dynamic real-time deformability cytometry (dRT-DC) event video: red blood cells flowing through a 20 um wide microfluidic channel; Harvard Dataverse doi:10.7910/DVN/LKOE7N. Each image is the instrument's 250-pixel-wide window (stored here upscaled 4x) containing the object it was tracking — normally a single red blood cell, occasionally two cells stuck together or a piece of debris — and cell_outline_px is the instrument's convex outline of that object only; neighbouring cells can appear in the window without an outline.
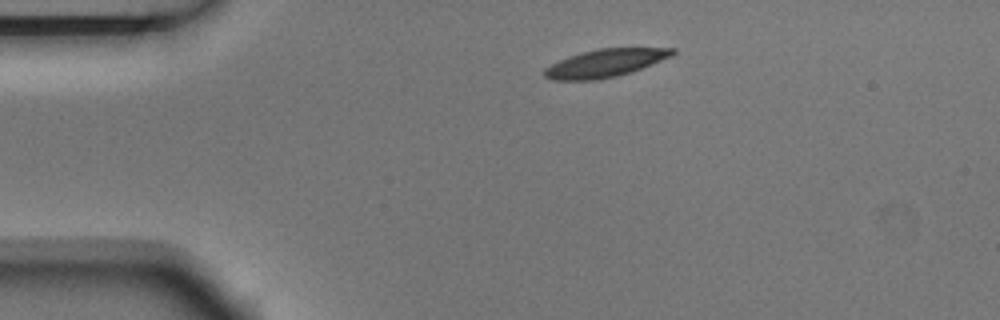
{"species": "Egyptian fruit bat (a non-hibernating species)", "species_latin": "Rousettus aegyptiacus", "temperature_condition": "room temperature", "stored_images_in_passage": 3, "camera_frame_rate_fps": 3000, "um_per_image_px": 0.085, "animal": {"sex": "male"}, "frame": {"image": 1, "passage_image": 1, "time_ms": 0.0, "image_size_px": [1000, 320], "cell_outline_px": [[676, 52], [672, 56], [632, 72], [616, 76], [596, 80], [552, 80], [544, 76], [544, 68], [568, 56], [580, 52], [600, 48], [676, 48]], "centroid_in_image_um": [51.44, 5.36], "position_along_channel_um": 33.6, "area_um2": 20.81}}
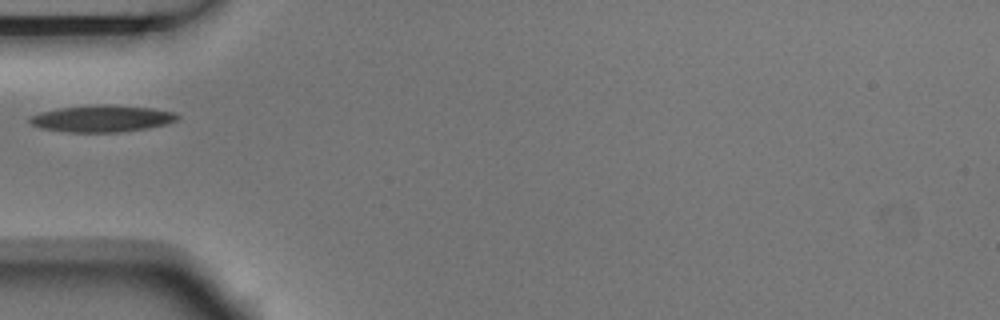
{"frame": {"image": 2, "passage_image": 3, "time_ms": 0.667, "image_size_px": [1000, 320], "cell_outline_px": [[180, 116], [176, 120], [168, 124], [120, 132], [64, 132], [40, 128], [32, 124], [28, 120], [28, 116], [40, 112], [60, 108], [92, 104], [116, 104], [152, 108], [176, 112]], "centroid_in_image_um": [8.65, 10.06], "position_along_channel_um": 76.3, "area_um2": 23.35}}